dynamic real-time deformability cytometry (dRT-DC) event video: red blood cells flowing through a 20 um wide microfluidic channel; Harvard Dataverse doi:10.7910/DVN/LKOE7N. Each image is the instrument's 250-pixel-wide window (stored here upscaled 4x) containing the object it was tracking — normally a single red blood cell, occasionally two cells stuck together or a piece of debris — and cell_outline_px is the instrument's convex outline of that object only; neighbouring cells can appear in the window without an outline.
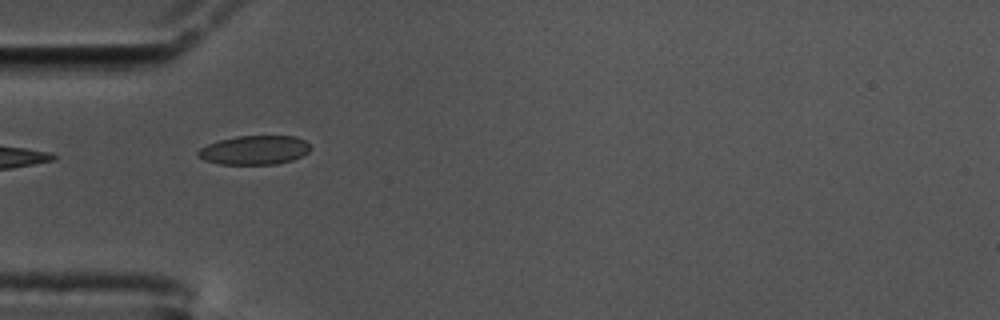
{"species": "common noctule bat (a hibernating species)", "species_latin": "Nyctalus noctula", "temperature_condition": "cold", "stored_images_in_passage": 12, "camera_frame_rate_fps": 3000, "um_per_image_px": 0.085, "animal": {"sex": "male", "body_mass_g": 17.5, "forearm_length_mm": 52.3}, "frame": {"image": 1, "passage_image": 1, "time_ms": 0.0, "image_size_px": [1000, 320], "cell_outline_px": [[312, 148], [308, 152], [292, 160], [276, 164], [220, 164], [204, 160], [196, 156], [196, 152], [200, 148], [208, 144], [220, 140], [236, 136], [296, 136], [304, 140]], "centroid_in_image_um": [21.61, 12.75], "position_along_channel_um": 63.4, "area_um2": 19.02}}